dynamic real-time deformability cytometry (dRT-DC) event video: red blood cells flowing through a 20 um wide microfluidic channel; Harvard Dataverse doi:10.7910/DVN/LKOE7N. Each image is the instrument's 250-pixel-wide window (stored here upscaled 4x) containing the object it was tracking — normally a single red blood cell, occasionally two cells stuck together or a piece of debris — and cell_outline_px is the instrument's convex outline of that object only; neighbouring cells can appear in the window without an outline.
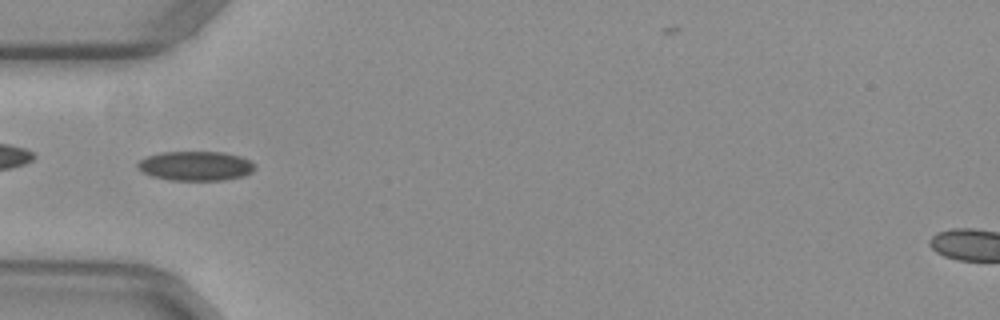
{"species": "common noctule bat (a hibernating species)", "species_latin": "Nyctalus noctula", "temperature_condition": "warm", "stored_images_in_passage": 32, "camera_frame_rate_fps": 3000, "um_per_image_px": 0.085, "animal": {"sex": "female", "body_mass_g": 29.2, "forearm_length_mm": 56.3}, "frame": {"image": 1, "passage_image": 1, "time_ms": 0.0, "image_size_px": [1000, 320], "cell_outline_px": [[256, 168], [252, 172], [244, 176], [224, 180], [168, 180], [152, 176], [144, 172], [136, 164], [140, 160], [148, 156], [160, 152], [224, 152], [240, 156], [248, 160]], "centroid_in_image_um": [16.64, 14.1], "position_along_channel_um": 68.4, "area_um2": 20.0}}